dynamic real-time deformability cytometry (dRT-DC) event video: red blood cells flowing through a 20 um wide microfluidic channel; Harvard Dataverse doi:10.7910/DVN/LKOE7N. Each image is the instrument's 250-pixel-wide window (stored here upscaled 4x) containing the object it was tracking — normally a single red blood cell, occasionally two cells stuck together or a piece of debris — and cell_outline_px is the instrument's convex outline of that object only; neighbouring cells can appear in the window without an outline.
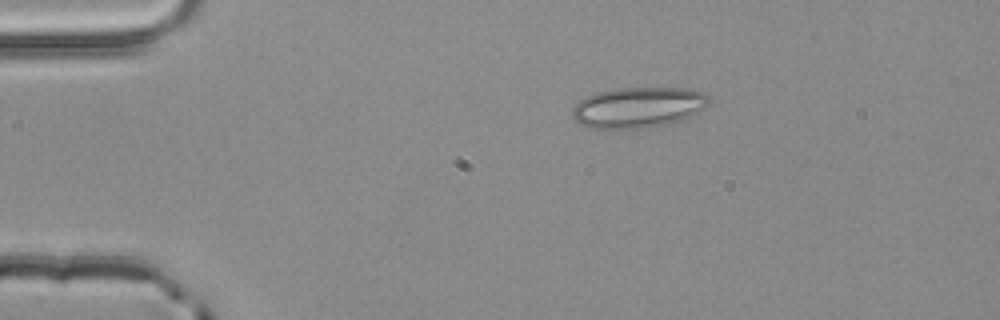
{"species": "common noctule bat (a hibernating species)", "species_latin": "Nyctalus noctula", "temperature_condition": "room temperature", "stored_images_in_passage": 2, "camera_frame_rate_fps": 3000, "um_per_image_px": 0.085, "animal": {"sex": "male", "body_mass_g": 20.4}, "frame": {"image": 1, "passage_image": 1, "time_ms": 0.0, "image_size_px": [1000, 320], "cell_outline_px": [[708, 104], [688, 120], [640, 128], [588, 128], [580, 124], [572, 116], [572, 108], [580, 100], [596, 92], [616, 88], [684, 88], [704, 92], [708, 96]], "centroid_in_image_um": [54.26, 9.13], "position_along_channel_um": 30.7, "area_um2": 32.43}}